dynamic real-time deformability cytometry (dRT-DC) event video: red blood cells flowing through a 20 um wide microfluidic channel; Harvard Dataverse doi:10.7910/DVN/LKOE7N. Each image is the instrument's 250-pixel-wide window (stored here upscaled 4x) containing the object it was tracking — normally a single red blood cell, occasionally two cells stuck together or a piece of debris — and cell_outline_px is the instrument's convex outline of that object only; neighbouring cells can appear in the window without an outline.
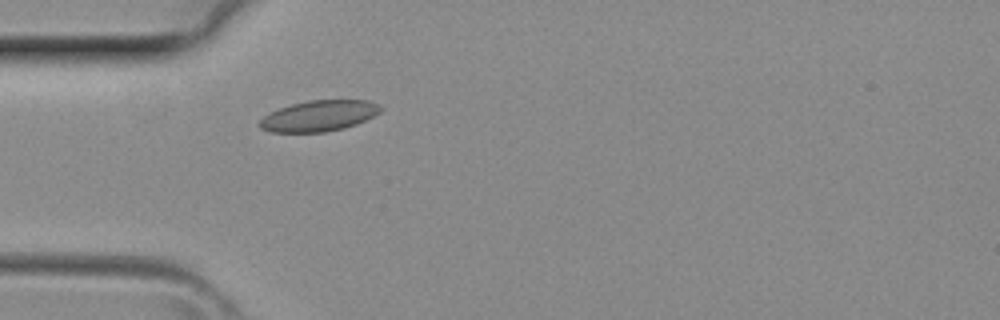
{"species": "common noctule bat (a hibernating species)", "species_latin": "Nyctalus noctula", "temperature_condition": "room temperature", "stored_images_in_passage": 1, "camera_frame_rate_fps": 3000, "um_per_image_px": 0.085, "animal": {"sex": "female", "body_mass_g": 29.2, "forearm_length_mm": 56.3}, "frame": {"image": 1, "passage_image": 1, "time_ms": 0.0, "image_size_px": [1000, 320], "cell_outline_px": [[384, 108], [380, 112], [356, 124], [344, 128], [324, 132], [268, 132], [260, 128], [256, 124], [264, 116], [280, 108], [292, 104], [308, 100], [368, 100], [380, 104]], "centroid_in_image_um": [27.11, 9.85], "position_along_channel_um": 57.9, "area_um2": 21.79}}